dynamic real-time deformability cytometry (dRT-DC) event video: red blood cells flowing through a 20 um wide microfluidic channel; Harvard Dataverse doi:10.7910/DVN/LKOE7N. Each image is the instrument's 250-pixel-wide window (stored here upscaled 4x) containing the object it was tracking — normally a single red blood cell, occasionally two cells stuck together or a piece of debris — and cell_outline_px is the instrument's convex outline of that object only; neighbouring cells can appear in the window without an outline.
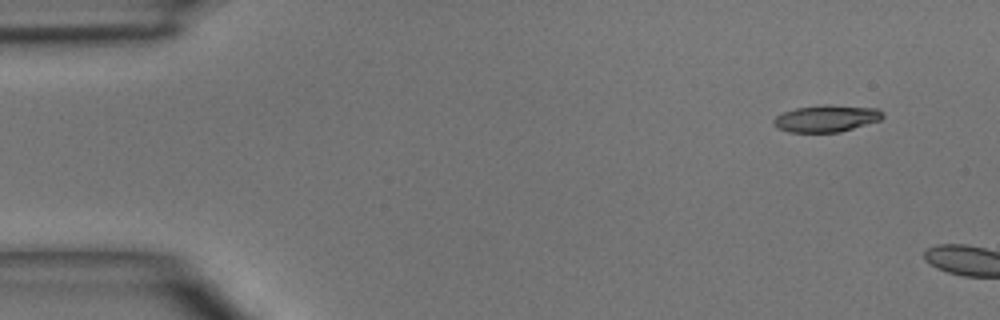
{"species": "common noctule bat (a hibernating species)", "species_latin": "Nyctalus noctula", "temperature_condition": "room temperature", "stored_images_in_passage": 4, "camera_frame_rate_fps": 3000, "um_per_image_px": 0.085, "animal": {"sex": "male", "body_mass_g": 15.6}, "frame": {"image": 1, "passage_image": 4, "time_ms": 19.0, "image_size_px": [1000, 320], "cell_outline_px": [[884, 116], [880, 120], [840, 132], [788, 132], [776, 128], [772, 124], [772, 120], [776, 116], [784, 112], [796, 108], [828, 104], [876, 108], [884, 112]], "centroid_in_image_um": [70.22, 10.07], "position_along_channel_um": 14.8, "area_um2": 17.17}}